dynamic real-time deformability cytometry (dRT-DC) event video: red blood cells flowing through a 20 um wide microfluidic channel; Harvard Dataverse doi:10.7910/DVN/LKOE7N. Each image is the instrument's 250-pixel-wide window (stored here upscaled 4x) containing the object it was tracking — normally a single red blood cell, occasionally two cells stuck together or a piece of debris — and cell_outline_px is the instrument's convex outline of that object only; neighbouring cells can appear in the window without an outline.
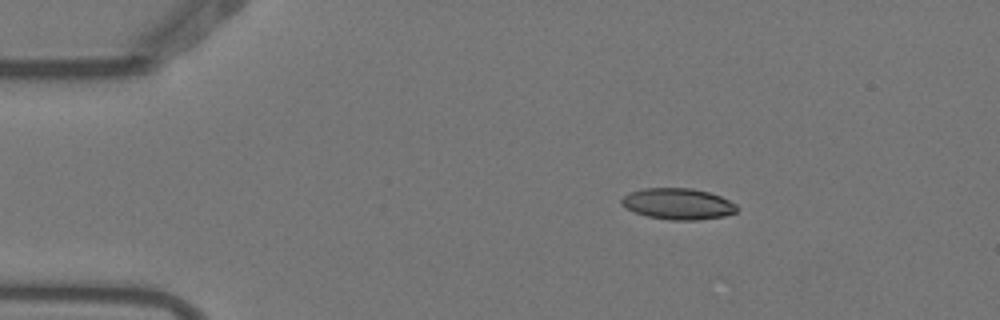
{"species": "Egyptian fruit bat (a non-hibernating species)", "species_latin": "Rousettus aegyptiacus", "temperature_condition": "warm", "stored_images_in_passage": 3, "camera_frame_rate_fps": 3000, "um_per_image_px": 0.085, "animal": {"sex": "female"}, "frame": {"image": 1, "passage_image": 1, "time_ms": 0.0, "image_size_px": [1000, 320], "cell_outline_px": [[740, 208], [736, 212], [724, 216], [696, 220], [668, 220], [648, 216], [636, 212], [620, 204], [620, 200], [628, 192], [644, 188], [692, 188], [708, 192], [720, 196], [736, 204]], "centroid_in_image_um": [57.64, 17.32], "position_along_channel_um": 27.4, "area_um2": 20.98}}
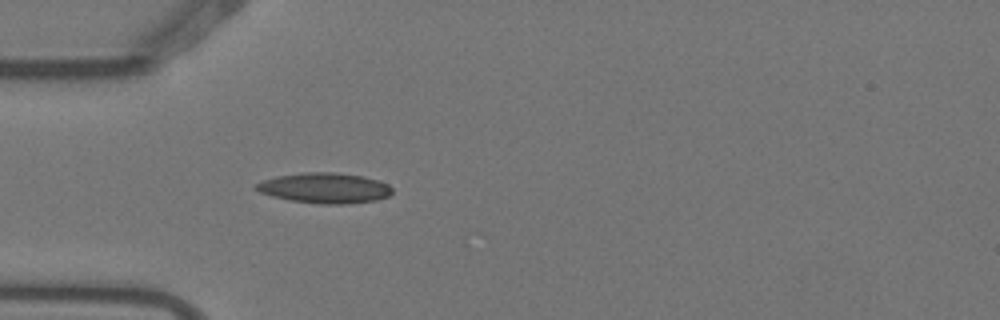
{"frame": {"image": 2, "passage_image": 3, "time_ms": 0.667, "image_size_px": [1000, 320], "cell_outline_px": [[392, 192], [388, 196], [376, 200], [344, 204], [320, 204], [292, 200], [272, 196], [260, 192], [256, 188], [256, 184], [264, 180], [276, 176], [304, 172], [332, 172], [360, 176], [376, 180], [388, 184], [392, 188]], "centroid_in_image_um": [27.6, 15.98], "position_along_channel_um": 57.4, "area_um2": 23.76}}